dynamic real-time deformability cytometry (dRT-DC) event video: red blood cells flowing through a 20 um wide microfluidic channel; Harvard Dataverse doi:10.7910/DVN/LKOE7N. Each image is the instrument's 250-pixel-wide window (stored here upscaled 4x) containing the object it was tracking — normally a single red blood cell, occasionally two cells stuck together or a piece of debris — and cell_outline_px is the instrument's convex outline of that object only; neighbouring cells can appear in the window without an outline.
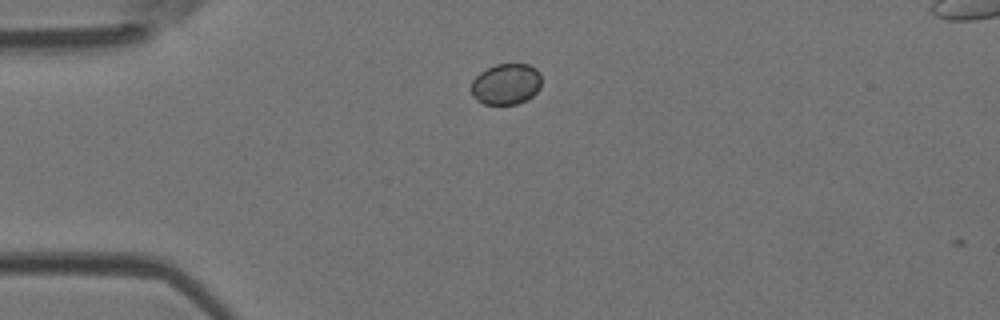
{"species": "Egyptian fruit bat (a non-hibernating species)", "species_latin": "Rousettus aegyptiacus", "temperature_condition": "room temperature", "stored_images_in_passage": 4, "camera_frame_rate_fps": 3000, "um_per_image_px": 0.085, "animal": {"sex": "female"}, "frame": {"image": 1, "passage_image": 1, "time_ms": 0.0, "image_size_px": [1000, 320], "cell_outline_px": [[540, 88], [532, 96], [516, 104], [484, 104], [476, 100], [472, 96], [468, 88], [472, 80], [480, 72], [496, 64], [528, 64], [536, 68], [540, 72]], "centroid_in_image_um": [42.97, 7.14], "position_along_channel_um": 42.0, "area_um2": 16.99}}